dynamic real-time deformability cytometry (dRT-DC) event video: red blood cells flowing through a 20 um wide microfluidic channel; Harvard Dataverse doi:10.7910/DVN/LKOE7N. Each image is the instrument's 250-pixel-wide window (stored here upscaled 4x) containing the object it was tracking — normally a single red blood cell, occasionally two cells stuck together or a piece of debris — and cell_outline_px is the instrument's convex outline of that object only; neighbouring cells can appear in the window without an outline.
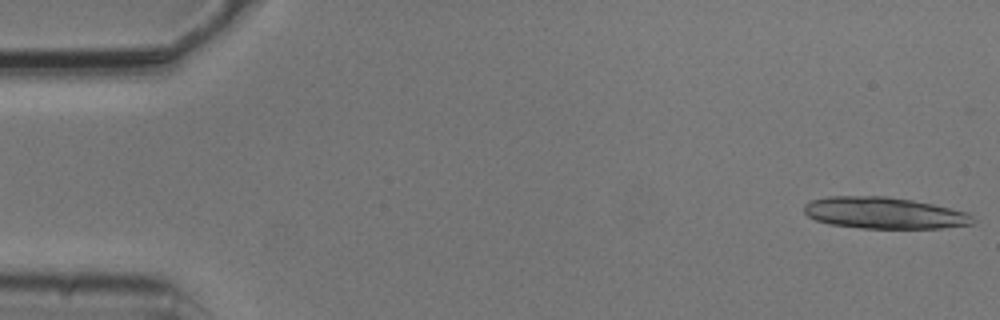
{"species": "common noctule bat (a hibernating species)", "species_latin": "Nyctalus noctula", "temperature_condition": "cold", "stored_images_in_passage": 4, "camera_frame_rate_fps": 3000, "um_per_image_px": 0.085, "animal": {"sex": "male", "body_mass_g": 20.5, "forearm_length_mm": 52.5}, "frame": {"image": 1, "passage_image": 1, "time_ms": 0.0, "image_size_px": [1000, 320], "cell_outline_px": [[976, 224], [944, 228], [860, 228], [828, 224], [816, 220], [808, 216], [804, 212], [804, 204], [808, 200], [828, 196], [888, 196], [912, 200], [932, 204], [968, 212], [976, 220]], "centroid_in_image_um": [75.16, 18.1], "position_along_channel_um": 9.8, "area_um2": 31.39}}